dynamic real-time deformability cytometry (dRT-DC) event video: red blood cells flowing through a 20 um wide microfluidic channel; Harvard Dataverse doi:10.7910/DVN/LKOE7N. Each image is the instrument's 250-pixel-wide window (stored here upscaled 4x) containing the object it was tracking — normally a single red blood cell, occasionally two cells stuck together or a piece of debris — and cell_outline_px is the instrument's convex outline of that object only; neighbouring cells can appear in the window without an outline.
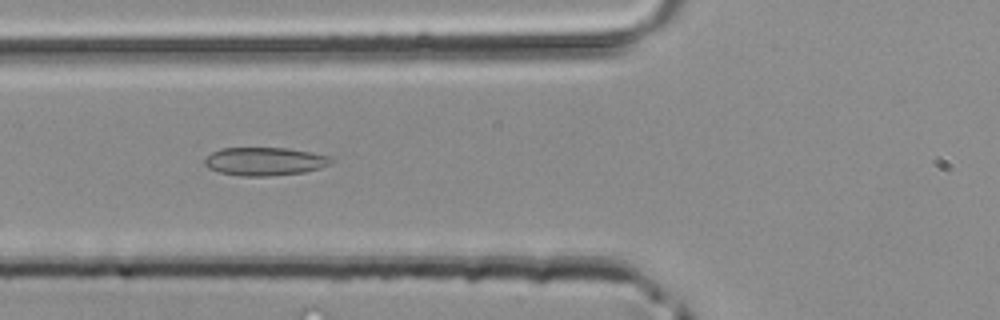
{"species": "common noctule bat (a hibernating species)", "species_latin": "Nyctalus noctula", "temperature_condition": "room temperature", "stored_images_in_passage": 33, "camera_frame_rate_fps": 3000, "um_per_image_px": 0.085, "animal": {"sex": "male", "body_mass_g": 20.4}, "frame": {"image": 1, "passage_image": 6, "time_ms": 1.667, "image_size_px": [1000, 320], "cell_outline_px": [[336, 160], [332, 164], [320, 168], [304, 172], [268, 176], [240, 176], [220, 172], [208, 168], [204, 164], [204, 160], [212, 152], [220, 148], [288, 148], [328, 156]], "centroid_in_image_um": [22.51, 13.72], "position_along_channel_um": 103.3, "area_um2": 20.81}}
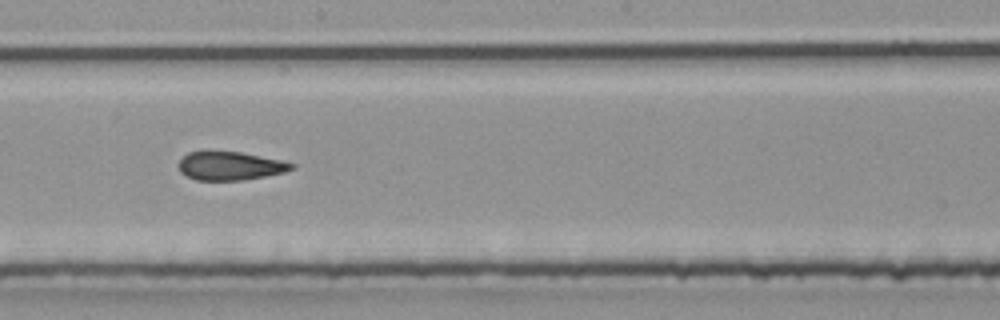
{"frame": {"image": 2, "passage_image": 14, "time_ms": 4.333, "image_size_px": [1000, 320], "cell_outline_px": [[296, 164], [292, 168], [284, 172], [264, 176], [240, 180], [196, 180], [180, 172], [180, 160], [188, 152], [240, 152], [280, 160]], "centroid_in_image_um": [19.56, 14.11], "position_along_channel_um": 228.6, "area_um2": 18.26}}
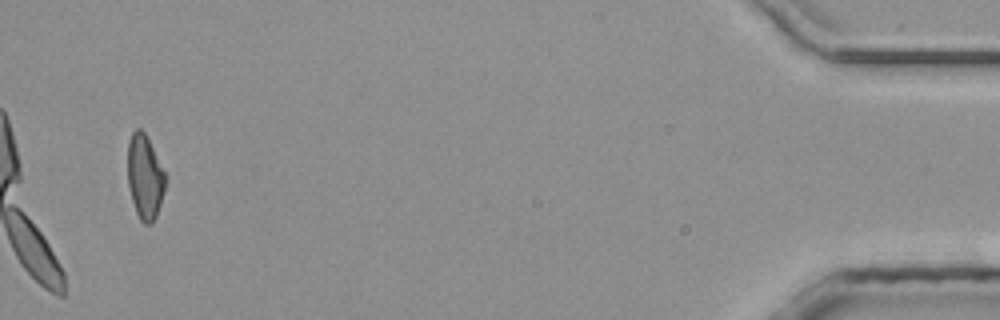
{"frame": {"image": 3, "passage_image": 32, "time_ms": 10.333, "image_size_px": [1000, 320], "cell_outline_px": [[168, 180], [156, 216], [152, 224], [144, 224], [140, 220], [136, 212], [132, 200], [128, 184], [128, 140], [132, 132], [136, 128], [140, 128], [144, 132]], "centroid_in_image_um": [12.31, 15.06], "position_along_channel_um": 422.9, "area_um2": 18.44}}